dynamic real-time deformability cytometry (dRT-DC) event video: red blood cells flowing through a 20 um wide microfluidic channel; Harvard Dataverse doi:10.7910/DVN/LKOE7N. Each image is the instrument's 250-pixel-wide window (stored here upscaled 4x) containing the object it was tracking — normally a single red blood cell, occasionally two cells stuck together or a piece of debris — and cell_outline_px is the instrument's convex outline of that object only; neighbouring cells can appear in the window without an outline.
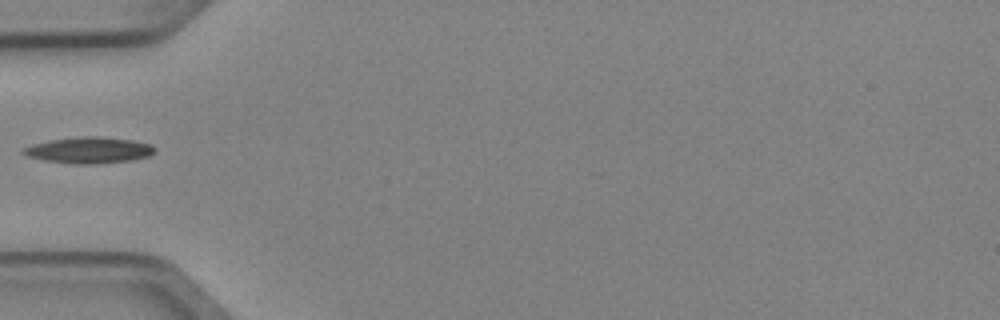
{"species": "Egyptian fruit bat (a non-hibernating species)", "species_latin": "Rousettus aegyptiacus", "temperature_condition": "cold", "stored_images_in_passage": 5, "segment_of_instrument_passage": [2, 2], "camera_frame_rate_fps": 3000, "um_per_image_px": 0.085, "animal": {"sex": "female"}, "frame": {"image": 1, "passage_image": 5, "time_ms": 1.333, "image_size_px": [1000, 320], "cell_outline_px": [[156, 152], [148, 156], [132, 160], [92, 164], [72, 164], [44, 160], [28, 156], [20, 152], [24, 148], [32, 144], [48, 140], [84, 136], [96, 136], [132, 140], [152, 144], [156, 148]], "centroid_in_image_um": [7.58, 12.76], "position_along_channel_um": 77.4, "area_um2": 20.11}}